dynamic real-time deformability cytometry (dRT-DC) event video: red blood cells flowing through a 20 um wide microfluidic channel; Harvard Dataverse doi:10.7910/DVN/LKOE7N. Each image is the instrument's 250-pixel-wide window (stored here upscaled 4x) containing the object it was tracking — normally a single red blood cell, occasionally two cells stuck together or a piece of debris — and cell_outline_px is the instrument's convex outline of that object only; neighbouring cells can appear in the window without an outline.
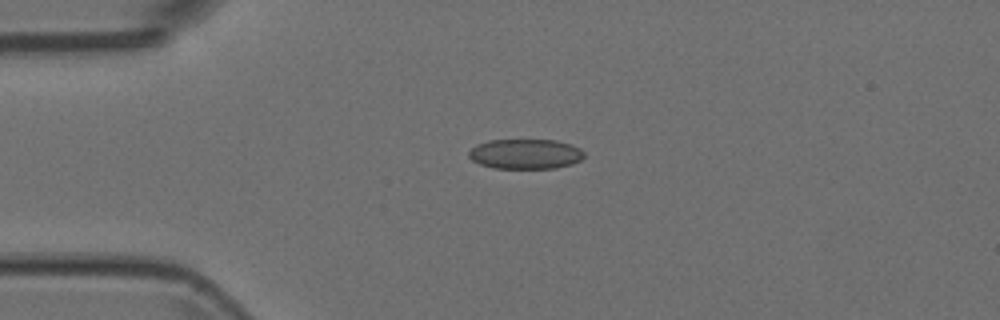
{"species": "Egyptian fruit bat (a non-hibernating species)", "species_latin": "Rousettus aegyptiacus", "temperature_condition": "room temperature", "stored_images_in_passage": 2, "camera_frame_rate_fps": 3000, "um_per_image_px": 0.085, "animal": {"sex": "female"}, "frame": {"image": 1, "passage_image": 1, "time_ms": 0.0, "image_size_px": [1000, 320], "cell_outline_px": [[584, 156], [580, 160], [572, 164], [556, 168], [492, 168], [480, 164], [472, 160], [468, 156], [468, 152], [476, 144], [488, 140], [556, 140], [572, 144], [580, 148], [584, 152]], "centroid_in_image_um": [44.66, 13.08], "position_along_channel_um": 40.3, "area_um2": 20.29}}